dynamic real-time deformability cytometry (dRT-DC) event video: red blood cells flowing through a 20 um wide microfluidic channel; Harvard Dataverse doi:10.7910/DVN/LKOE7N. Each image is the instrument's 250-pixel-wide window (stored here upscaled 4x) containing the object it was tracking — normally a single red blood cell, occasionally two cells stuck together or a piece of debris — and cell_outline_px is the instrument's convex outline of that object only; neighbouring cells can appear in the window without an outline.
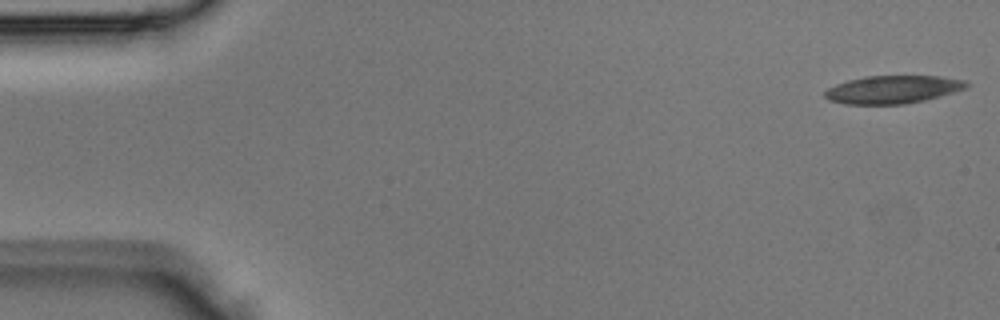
{"species": "Egyptian fruit bat (a non-hibernating species)", "species_latin": "Rousettus aegyptiacus", "temperature_condition": "room temperature", "stored_images_in_passage": 4, "camera_frame_rate_fps": 3000, "um_per_image_px": 0.085, "animal": {"sex": "male"}, "frame": {"image": 1, "passage_image": 1, "time_ms": 0.0, "image_size_px": [1000, 320], "cell_outline_px": [[968, 84], [964, 88], [952, 92], [924, 100], [904, 104], [844, 104], [828, 100], [824, 96], [824, 92], [828, 88], [836, 84], [848, 80], [864, 76], [940, 76], [964, 80]], "centroid_in_image_um": [75.82, 7.6], "position_along_channel_um": 9.2, "area_um2": 22.83}}
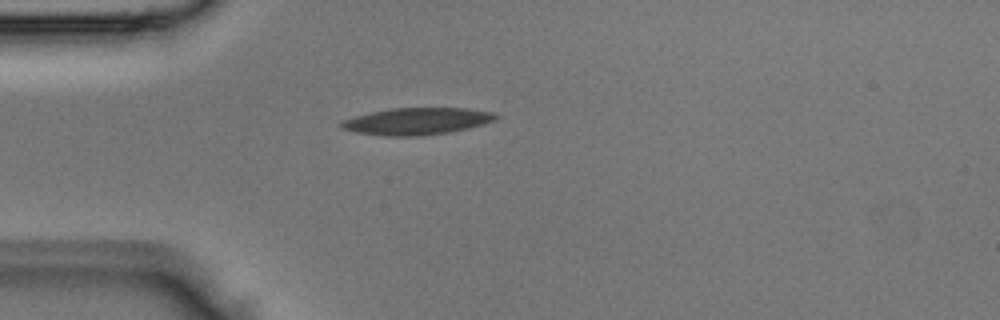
{"frame": {"image": 2, "passage_image": 4, "time_ms": 1.0, "image_size_px": [1000, 320], "cell_outline_px": [[500, 116], [496, 120], [484, 124], [468, 128], [448, 132], [416, 136], [388, 136], [356, 132], [340, 128], [340, 124], [344, 120], [356, 116], [372, 112], [392, 108], [468, 108], [492, 112]], "centroid_in_image_um": [35.48, 10.3], "position_along_channel_um": 49.5, "area_um2": 24.04}}